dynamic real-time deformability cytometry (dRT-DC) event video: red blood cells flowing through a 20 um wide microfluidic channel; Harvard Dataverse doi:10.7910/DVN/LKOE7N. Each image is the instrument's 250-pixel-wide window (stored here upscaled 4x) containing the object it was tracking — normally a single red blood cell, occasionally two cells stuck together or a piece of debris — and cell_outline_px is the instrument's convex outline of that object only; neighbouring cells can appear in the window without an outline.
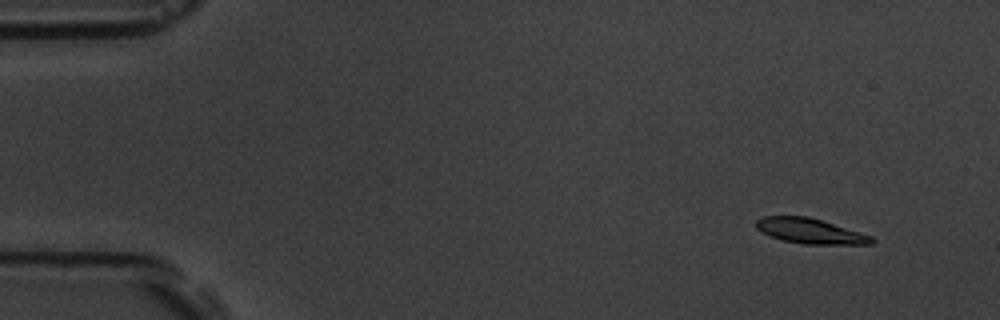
{"species": "common noctule bat (a hibernating species)", "species_latin": "Nyctalus noctula", "temperature_condition": "room temperature", "stored_images_in_passage": 4, "camera_frame_rate_fps": 3000, "um_per_image_px": 0.085, "animal": {"sex": "male", "body_mass_g": 19.5, "forearm_length_mm": 54.6}, "frame": {"image": 1, "passage_image": 1, "time_ms": 0.0, "image_size_px": [1000, 320], "cell_outline_px": [[876, 240], [872, 244], [804, 244], [784, 240], [768, 236], [760, 232], [756, 228], [756, 220], [764, 216], [808, 216], [860, 232], [872, 236]], "centroid_in_image_um": [68.84, 19.64], "position_along_channel_um": 16.2, "area_um2": 16.94}}
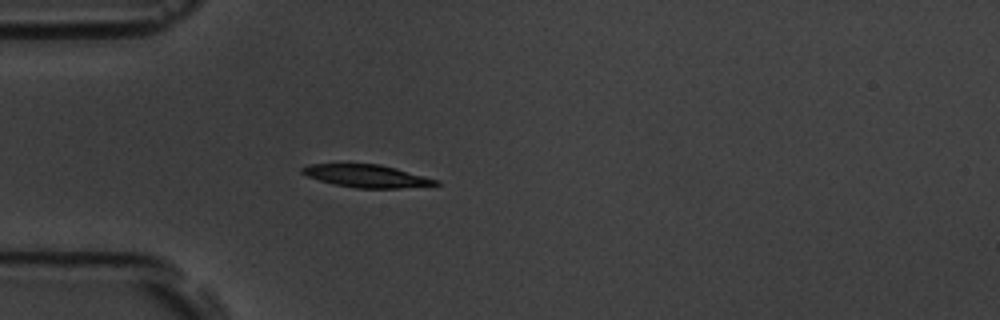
{"frame": {"image": 2, "passage_image": 4, "time_ms": 1.0, "image_size_px": [1000, 320], "cell_outline_px": [[440, 184], [400, 188], [356, 188], [336, 184], [320, 180], [308, 176], [300, 172], [300, 168], [308, 164], [380, 164], [396, 168], [440, 180]], "centroid_in_image_um": [31.18, 14.95], "position_along_channel_um": 53.8, "area_um2": 17.51}}